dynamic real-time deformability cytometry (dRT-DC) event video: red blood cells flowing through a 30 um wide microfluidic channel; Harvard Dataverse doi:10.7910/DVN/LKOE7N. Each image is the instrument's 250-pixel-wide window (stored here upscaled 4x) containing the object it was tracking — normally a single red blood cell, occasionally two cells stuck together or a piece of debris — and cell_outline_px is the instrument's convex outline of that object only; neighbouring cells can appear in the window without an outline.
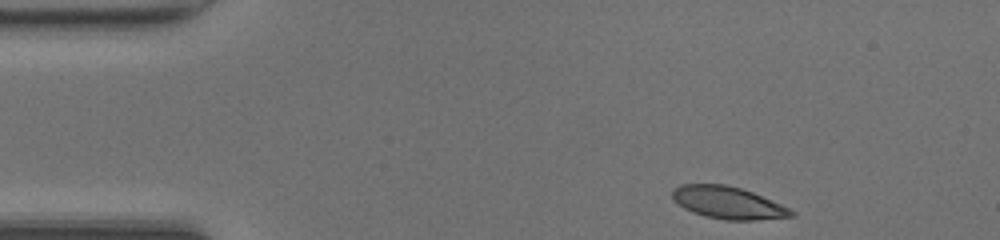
{"species": "common noctule bat (a hibernating species)", "species_latin": "Nyctalus noctula", "temperature_condition": "room temperature", "stored_images_in_passage": 42, "camera_frame_rate_fps": 3000, "um_per_image_px": 0.085, "animal": {"sex": "female", "body_mass_g": 20.0, "forearm_length_mm": 54.0}, "frame": {"image": 1, "passage_image": 1, "time_ms": 0.0, "image_size_px": [1000, 240], "cell_outline_px": [[796, 216], [756, 220], [724, 220], [704, 216], [692, 212], [684, 208], [672, 200], [672, 188], [680, 184], [724, 184], [740, 188], [752, 192], [780, 204], [796, 212]], "centroid_in_image_um": [61.84, 17.23], "position_along_channel_um": 23.2, "area_um2": 22.43}}
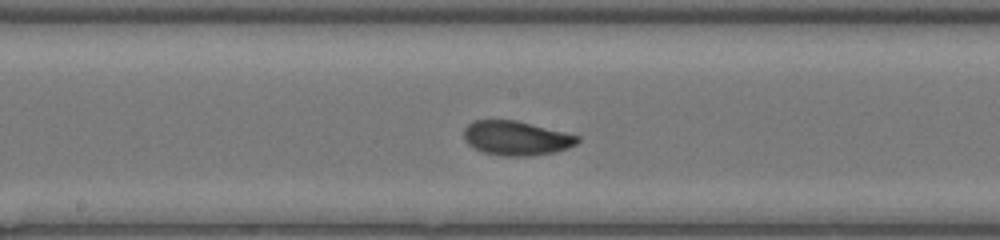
{"frame": {"image": 2, "passage_image": 19, "time_ms": 6.0, "image_size_px": [1000, 240], "cell_outline_px": [[580, 140], [576, 144], [568, 148], [556, 152], [532, 156], [504, 156], [484, 152], [472, 148], [464, 140], [464, 128], [472, 120], [516, 120], [580, 136]], "centroid_in_image_um": [43.87, 11.75], "position_along_channel_um": 204.3, "area_um2": 22.89}}
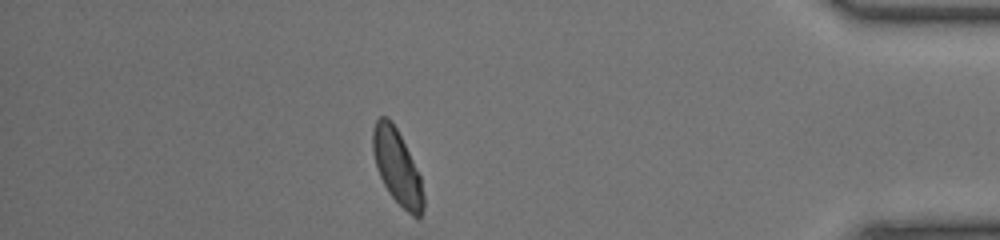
{"frame": {"image": 3, "passage_image": 36, "time_ms": 11.667, "image_size_px": [1000, 240], "cell_outline_px": [[424, 208], [420, 216], [412, 216], [392, 196], [384, 184], [376, 168], [372, 152], [372, 128], [376, 120], [380, 116], [388, 116], [392, 120], [420, 176], [424, 196]], "centroid_in_image_um": [33.73, 14.16], "position_along_channel_um": 401.5, "area_um2": 21.73}, "authors_computed_cell_mechanics": {"area_um2": 22.4264, "velocity_mm_per_s": 4.2925, "shape_relaxation_time_tau1_ms": 2.8214, "shape_relaxation_time_tau2_ms": 0.8526, "deformation_change_tau1": 0.1242, "deformation_change_tau2": 0.0496}}